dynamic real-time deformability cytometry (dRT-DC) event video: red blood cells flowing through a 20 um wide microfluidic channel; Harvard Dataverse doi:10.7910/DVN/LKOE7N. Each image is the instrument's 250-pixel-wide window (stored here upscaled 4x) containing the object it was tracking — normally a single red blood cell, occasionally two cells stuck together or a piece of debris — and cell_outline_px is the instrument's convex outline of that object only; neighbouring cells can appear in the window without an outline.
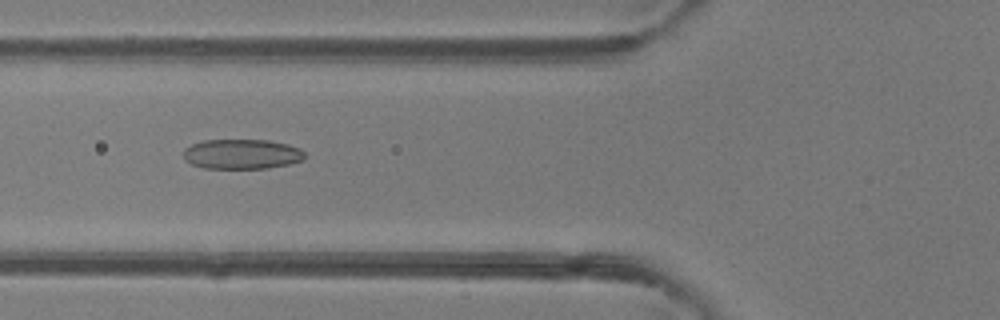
{"species": "common noctule bat (a hibernating species)", "species_latin": "Nyctalus noctula", "temperature_condition": "room temperature", "stored_images_in_passage": 50, "camera_frame_rate_fps": 3000, "um_per_image_px": 0.085, "animal": {"sex": "female"}, "frame": {"image": 1, "passage_image": 19, "time_ms": 6.0, "image_size_px": [1000, 320], "cell_outline_px": [[304, 160], [288, 164], [268, 168], [204, 168], [192, 164], [184, 160], [184, 148], [192, 144], [204, 140], [268, 140], [288, 144], [300, 148], [304, 152]], "centroid_in_image_um": [20.56, 13.09], "position_along_channel_um": 105.2, "area_um2": 21.15}}
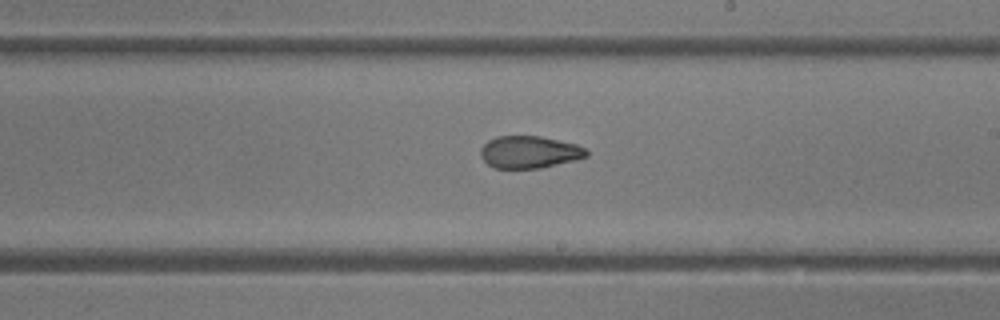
{"frame": {"image": 2, "passage_image": 29, "time_ms": 9.333, "image_size_px": [1000, 320], "cell_outline_px": [[588, 156], [576, 160], [540, 168], [492, 168], [480, 156], [480, 148], [488, 140], [496, 136], [540, 136], [576, 144], [584, 148], [588, 152]], "centroid_in_image_um": [44.97, 12.93], "position_along_channel_um": 244.0, "area_um2": 19.94}}
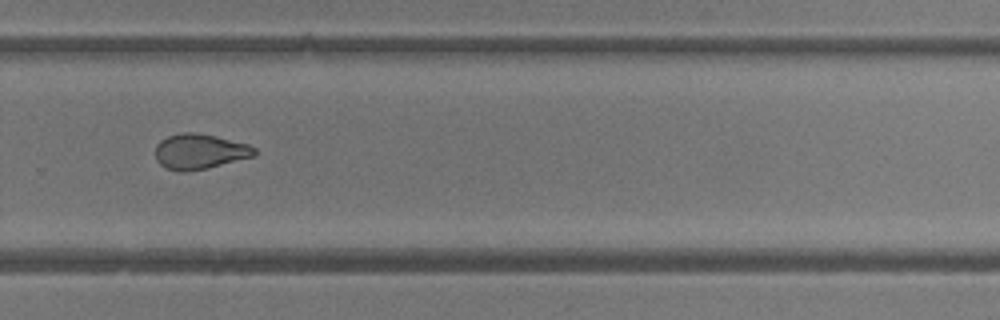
{"frame": {"image": 3, "passage_image": 34, "time_ms": 11.0, "image_size_px": [1000, 320], "cell_outline_px": [[256, 156], [208, 168], [188, 172], [180, 172], [168, 168], [160, 164], [156, 160], [156, 144], [160, 140], [168, 136], [184, 132], [196, 132], [216, 136], [248, 144], [256, 148]], "centroid_in_image_um": [16.99, 12.88], "position_along_channel_um": 312.8, "area_um2": 20.52}, "authors_computed_cell_mechanics": {"area_um2": 22.0218, "velocity_mm_per_s": 4.1554, "shape_relaxation_time_tau1_ms": 10.338, "shape_relaxation_time_tau2_ms": 1.6565, "deformation_change_tau1": 0.2408, "deformation_change_tau2": 0.0805}}